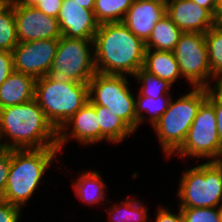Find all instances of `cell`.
Segmentation results:
<instances>
[{
	"instance_id": "obj_1",
	"label": "cell",
	"mask_w": 222,
	"mask_h": 222,
	"mask_svg": "<svg viewBox=\"0 0 222 222\" xmlns=\"http://www.w3.org/2000/svg\"><path fill=\"white\" fill-rule=\"evenodd\" d=\"M93 43L95 68L98 73L134 76L144 65L145 42L122 22L100 24Z\"/></svg>"
},
{
	"instance_id": "obj_2",
	"label": "cell",
	"mask_w": 222,
	"mask_h": 222,
	"mask_svg": "<svg viewBox=\"0 0 222 222\" xmlns=\"http://www.w3.org/2000/svg\"><path fill=\"white\" fill-rule=\"evenodd\" d=\"M7 136L13 143L2 149L58 148L57 131L35 99L0 109V138Z\"/></svg>"
},
{
	"instance_id": "obj_3",
	"label": "cell",
	"mask_w": 222,
	"mask_h": 222,
	"mask_svg": "<svg viewBox=\"0 0 222 222\" xmlns=\"http://www.w3.org/2000/svg\"><path fill=\"white\" fill-rule=\"evenodd\" d=\"M34 99L58 131L89 100L88 84L46 75L36 79Z\"/></svg>"
},
{
	"instance_id": "obj_4",
	"label": "cell",
	"mask_w": 222,
	"mask_h": 222,
	"mask_svg": "<svg viewBox=\"0 0 222 222\" xmlns=\"http://www.w3.org/2000/svg\"><path fill=\"white\" fill-rule=\"evenodd\" d=\"M59 148L12 149L3 200L21 207L32 196Z\"/></svg>"
},
{
	"instance_id": "obj_5",
	"label": "cell",
	"mask_w": 222,
	"mask_h": 222,
	"mask_svg": "<svg viewBox=\"0 0 222 222\" xmlns=\"http://www.w3.org/2000/svg\"><path fill=\"white\" fill-rule=\"evenodd\" d=\"M207 96L208 88H194L177 101L171 100L168 109L154 125L167 157L184 143L197 111Z\"/></svg>"
},
{
	"instance_id": "obj_6",
	"label": "cell",
	"mask_w": 222,
	"mask_h": 222,
	"mask_svg": "<svg viewBox=\"0 0 222 222\" xmlns=\"http://www.w3.org/2000/svg\"><path fill=\"white\" fill-rule=\"evenodd\" d=\"M180 183L179 208H216L222 200V160L189 169Z\"/></svg>"
},
{
	"instance_id": "obj_7",
	"label": "cell",
	"mask_w": 222,
	"mask_h": 222,
	"mask_svg": "<svg viewBox=\"0 0 222 222\" xmlns=\"http://www.w3.org/2000/svg\"><path fill=\"white\" fill-rule=\"evenodd\" d=\"M90 44L94 45L93 39L61 36L48 75L88 84L97 72Z\"/></svg>"
},
{
	"instance_id": "obj_8",
	"label": "cell",
	"mask_w": 222,
	"mask_h": 222,
	"mask_svg": "<svg viewBox=\"0 0 222 222\" xmlns=\"http://www.w3.org/2000/svg\"><path fill=\"white\" fill-rule=\"evenodd\" d=\"M124 75H108L96 72L88 82L89 101L109 108L133 131L138 127L135 113V99L128 89ZM95 94L92 95V94Z\"/></svg>"
},
{
	"instance_id": "obj_9",
	"label": "cell",
	"mask_w": 222,
	"mask_h": 222,
	"mask_svg": "<svg viewBox=\"0 0 222 222\" xmlns=\"http://www.w3.org/2000/svg\"><path fill=\"white\" fill-rule=\"evenodd\" d=\"M180 156L212 158L221 161L222 147L217 130L213 105L206 99L199 107L182 146L176 151Z\"/></svg>"
},
{
	"instance_id": "obj_10",
	"label": "cell",
	"mask_w": 222,
	"mask_h": 222,
	"mask_svg": "<svg viewBox=\"0 0 222 222\" xmlns=\"http://www.w3.org/2000/svg\"><path fill=\"white\" fill-rule=\"evenodd\" d=\"M173 54L178 62L181 75L194 88H210L206 81L211 76L205 34L183 32Z\"/></svg>"
},
{
	"instance_id": "obj_11",
	"label": "cell",
	"mask_w": 222,
	"mask_h": 222,
	"mask_svg": "<svg viewBox=\"0 0 222 222\" xmlns=\"http://www.w3.org/2000/svg\"><path fill=\"white\" fill-rule=\"evenodd\" d=\"M59 39L19 42L13 49L14 71L35 79L48 75Z\"/></svg>"
},
{
	"instance_id": "obj_12",
	"label": "cell",
	"mask_w": 222,
	"mask_h": 222,
	"mask_svg": "<svg viewBox=\"0 0 222 222\" xmlns=\"http://www.w3.org/2000/svg\"><path fill=\"white\" fill-rule=\"evenodd\" d=\"M14 16L19 42L59 39L62 36L57 18L33 6L14 5Z\"/></svg>"
},
{
	"instance_id": "obj_13",
	"label": "cell",
	"mask_w": 222,
	"mask_h": 222,
	"mask_svg": "<svg viewBox=\"0 0 222 222\" xmlns=\"http://www.w3.org/2000/svg\"><path fill=\"white\" fill-rule=\"evenodd\" d=\"M57 20L62 36L94 39L99 28L93 10L78 5L75 0H63Z\"/></svg>"
},
{
	"instance_id": "obj_14",
	"label": "cell",
	"mask_w": 222,
	"mask_h": 222,
	"mask_svg": "<svg viewBox=\"0 0 222 222\" xmlns=\"http://www.w3.org/2000/svg\"><path fill=\"white\" fill-rule=\"evenodd\" d=\"M166 14L183 32L205 34L214 26L213 14L192 0H171Z\"/></svg>"
},
{
	"instance_id": "obj_15",
	"label": "cell",
	"mask_w": 222,
	"mask_h": 222,
	"mask_svg": "<svg viewBox=\"0 0 222 222\" xmlns=\"http://www.w3.org/2000/svg\"><path fill=\"white\" fill-rule=\"evenodd\" d=\"M71 124L73 127L71 134L67 135L66 126ZM72 135V136H71ZM68 136L76 138L80 143L87 145L100 141V125L95 112V104L89 100L64 125L57 131V142L59 151L63 144L67 142Z\"/></svg>"
},
{
	"instance_id": "obj_16",
	"label": "cell",
	"mask_w": 222,
	"mask_h": 222,
	"mask_svg": "<svg viewBox=\"0 0 222 222\" xmlns=\"http://www.w3.org/2000/svg\"><path fill=\"white\" fill-rule=\"evenodd\" d=\"M166 14V6L157 1L134 0L122 23L144 42L148 40L155 24Z\"/></svg>"
},
{
	"instance_id": "obj_17",
	"label": "cell",
	"mask_w": 222,
	"mask_h": 222,
	"mask_svg": "<svg viewBox=\"0 0 222 222\" xmlns=\"http://www.w3.org/2000/svg\"><path fill=\"white\" fill-rule=\"evenodd\" d=\"M36 79L13 71L0 86V109L34 99Z\"/></svg>"
},
{
	"instance_id": "obj_18",
	"label": "cell",
	"mask_w": 222,
	"mask_h": 222,
	"mask_svg": "<svg viewBox=\"0 0 222 222\" xmlns=\"http://www.w3.org/2000/svg\"><path fill=\"white\" fill-rule=\"evenodd\" d=\"M143 68L171 85L181 76L173 51L151 52V49H146Z\"/></svg>"
},
{
	"instance_id": "obj_19",
	"label": "cell",
	"mask_w": 222,
	"mask_h": 222,
	"mask_svg": "<svg viewBox=\"0 0 222 222\" xmlns=\"http://www.w3.org/2000/svg\"><path fill=\"white\" fill-rule=\"evenodd\" d=\"M183 31L167 14L155 24L150 37L145 42L146 49L156 51H173Z\"/></svg>"
},
{
	"instance_id": "obj_20",
	"label": "cell",
	"mask_w": 222,
	"mask_h": 222,
	"mask_svg": "<svg viewBox=\"0 0 222 222\" xmlns=\"http://www.w3.org/2000/svg\"><path fill=\"white\" fill-rule=\"evenodd\" d=\"M95 112L100 125V141L106 139L111 142H120L134 131L109 108L95 105Z\"/></svg>"
},
{
	"instance_id": "obj_21",
	"label": "cell",
	"mask_w": 222,
	"mask_h": 222,
	"mask_svg": "<svg viewBox=\"0 0 222 222\" xmlns=\"http://www.w3.org/2000/svg\"><path fill=\"white\" fill-rule=\"evenodd\" d=\"M19 43L17 38L14 5L9 0L0 1V51L12 52Z\"/></svg>"
},
{
	"instance_id": "obj_22",
	"label": "cell",
	"mask_w": 222,
	"mask_h": 222,
	"mask_svg": "<svg viewBox=\"0 0 222 222\" xmlns=\"http://www.w3.org/2000/svg\"><path fill=\"white\" fill-rule=\"evenodd\" d=\"M76 195L86 203H96L105 199L104 183L100 178L99 173L86 172L74 183Z\"/></svg>"
},
{
	"instance_id": "obj_23",
	"label": "cell",
	"mask_w": 222,
	"mask_h": 222,
	"mask_svg": "<svg viewBox=\"0 0 222 222\" xmlns=\"http://www.w3.org/2000/svg\"><path fill=\"white\" fill-rule=\"evenodd\" d=\"M205 41L211 76L217 78L215 87H218L222 85V29L211 27L205 33Z\"/></svg>"
},
{
	"instance_id": "obj_24",
	"label": "cell",
	"mask_w": 222,
	"mask_h": 222,
	"mask_svg": "<svg viewBox=\"0 0 222 222\" xmlns=\"http://www.w3.org/2000/svg\"><path fill=\"white\" fill-rule=\"evenodd\" d=\"M133 1L134 0H95L93 12L96 20L99 24L122 22Z\"/></svg>"
},
{
	"instance_id": "obj_25",
	"label": "cell",
	"mask_w": 222,
	"mask_h": 222,
	"mask_svg": "<svg viewBox=\"0 0 222 222\" xmlns=\"http://www.w3.org/2000/svg\"><path fill=\"white\" fill-rule=\"evenodd\" d=\"M170 102L171 97H168L166 99L164 96H160L157 99H154L152 97H145L139 94L137 100H135V113L136 119L138 120V125L144 119V117H142L141 111L146 110L152 115L150 121L152 126L154 127V125L159 121L160 117L168 109Z\"/></svg>"
},
{
	"instance_id": "obj_26",
	"label": "cell",
	"mask_w": 222,
	"mask_h": 222,
	"mask_svg": "<svg viewBox=\"0 0 222 222\" xmlns=\"http://www.w3.org/2000/svg\"><path fill=\"white\" fill-rule=\"evenodd\" d=\"M134 77L142 83V88L140 89L141 96L157 99L158 97L163 96L165 92L167 95L170 94L168 92L171 84L166 80L160 79L154 74L149 73L143 67L136 72Z\"/></svg>"
},
{
	"instance_id": "obj_27",
	"label": "cell",
	"mask_w": 222,
	"mask_h": 222,
	"mask_svg": "<svg viewBox=\"0 0 222 222\" xmlns=\"http://www.w3.org/2000/svg\"><path fill=\"white\" fill-rule=\"evenodd\" d=\"M124 206H121L124 211H122L121 207L114 206L109 212L115 222H147V210L140 205L138 201H132L131 199H127L126 202H123ZM116 212V217H115ZM114 215V217H113Z\"/></svg>"
},
{
	"instance_id": "obj_28",
	"label": "cell",
	"mask_w": 222,
	"mask_h": 222,
	"mask_svg": "<svg viewBox=\"0 0 222 222\" xmlns=\"http://www.w3.org/2000/svg\"><path fill=\"white\" fill-rule=\"evenodd\" d=\"M183 222H220L217 208H179Z\"/></svg>"
},
{
	"instance_id": "obj_29",
	"label": "cell",
	"mask_w": 222,
	"mask_h": 222,
	"mask_svg": "<svg viewBox=\"0 0 222 222\" xmlns=\"http://www.w3.org/2000/svg\"><path fill=\"white\" fill-rule=\"evenodd\" d=\"M207 100L213 105L217 121V130L222 147V85L209 88Z\"/></svg>"
},
{
	"instance_id": "obj_30",
	"label": "cell",
	"mask_w": 222,
	"mask_h": 222,
	"mask_svg": "<svg viewBox=\"0 0 222 222\" xmlns=\"http://www.w3.org/2000/svg\"><path fill=\"white\" fill-rule=\"evenodd\" d=\"M12 149L0 148V200H3L6 182L10 171Z\"/></svg>"
},
{
	"instance_id": "obj_31",
	"label": "cell",
	"mask_w": 222,
	"mask_h": 222,
	"mask_svg": "<svg viewBox=\"0 0 222 222\" xmlns=\"http://www.w3.org/2000/svg\"><path fill=\"white\" fill-rule=\"evenodd\" d=\"M21 208L0 200V222H18Z\"/></svg>"
},
{
	"instance_id": "obj_32",
	"label": "cell",
	"mask_w": 222,
	"mask_h": 222,
	"mask_svg": "<svg viewBox=\"0 0 222 222\" xmlns=\"http://www.w3.org/2000/svg\"><path fill=\"white\" fill-rule=\"evenodd\" d=\"M13 71V53L9 51H0V86Z\"/></svg>"
},
{
	"instance_id": "obj_33",
	"label": "cell",
	"mask_w": 222,
	"mask_h": 222,
	"mask_svg": "<svg viewBox=\"0 0 222 222\" xmlns=\"http://www.w3.org/2000/svg\"><path fill=\"white\" fill-rule=\"evenodd\" d=\"M63 0H41L34 7L48 16L57 18L61 9Z\"/></svg>"
},
{
	"instance_id": "obj_34",
	"label": "cell",
	"mask_w": 222,
	"mask_h": 222,
	"mask_svg": "<svg viewBox=\"0 0 222 222\" xmlns=\"http://www.w3.org/2000/svg\"><path fill=\"white\" fill-rule=\"evenodd\" d=\"M157 212L156 222H183L181 209L179 210L178 215L171 213L167 208L159 209Z\"/></svg>"
},
{
	"instance_id": "obj_35",
	"label": "cell",
	"mask_w": 222,
	"mask_h": 222,
	"mask_svg": "<svg viewBox=\"0 0 222 222\" xmlns=\"http://www.w3.org/2000/svg\"><path fill=\"white\" fill-rule=\"evenodd\" d=\"M213 20L214 26L222 29V0H217Z\"/></svg>"
},
{
	"instance_id": "obj_36",
	"label": "cell",
	"mask_w": 222,
	"mask_h": 222,
	"mask_svg": "<svg viewBox=\"0 0 222 222\" xmlns=\"http://www.w3.org/2000/svg\"><path fill=\"white\" fill-rule=\"evenodd\" d=\"M201 7L208 9L212 14H214L217 0H192Z\"/></svg>"
},
{
	"instance_id": "obj_37",
	"label": "cell",
	"mask_w": 222,
	"mask_h": 222,
	"mask_svg": "<svg viewBox=\"0 0 222 222\" xmlns=\"http://www.w3.org/2000/svg\"><path fill=\"white\" fill-rule=\"evenodd\" d=\"M13 5L35 6L41 0H9Z\"/></svg>"
},
{
	"instance_id": "obj_38",
	"label": "cell",
	"mask_w": 222,
	"mask_h": 222,
	"mask_svg": "<svg viewBox=\"0 0 222 222\" xmlns=\"http://www.w3.org/2000/svg\"><path fill=\"white\" fill-rule=\"evenodd\" d=\"M75 1L81 7H84V8L89 9V10H93L94 9L95 0H75Z\"/></svg>"
},
{
	"instance_id": "obj_39",
	"label": "cell",
	"mask_w": 222,
	"mask_h": 222,
	"mask_svg": "<svg viewBox=\"0 0 222 222\" xmlns=\"http://www.w3.org/2000/svg\"><path fill=\"white\" fill-rule=\"evenodd\" d=\"M217 212H218L219 220L220 222H222V205L219 206V208L217 209Z\"/></svg>"
},
{
	"instance_id": "obj_40",
	"label": "cell",
	"mask_w": 222,
	"mask_h": 222,
	"mask_svg": "<svg viewBox=\"0 0 222 222\" xmlns=\"http://www.w3.org/2000/svg\"><path fill=\"white\" fill-rule=\"evenodd\" d=\"M150 1H157V2L164 4L165 6H167L170 2L169 0H150Z\"/></svg>"
}]
</instances>
